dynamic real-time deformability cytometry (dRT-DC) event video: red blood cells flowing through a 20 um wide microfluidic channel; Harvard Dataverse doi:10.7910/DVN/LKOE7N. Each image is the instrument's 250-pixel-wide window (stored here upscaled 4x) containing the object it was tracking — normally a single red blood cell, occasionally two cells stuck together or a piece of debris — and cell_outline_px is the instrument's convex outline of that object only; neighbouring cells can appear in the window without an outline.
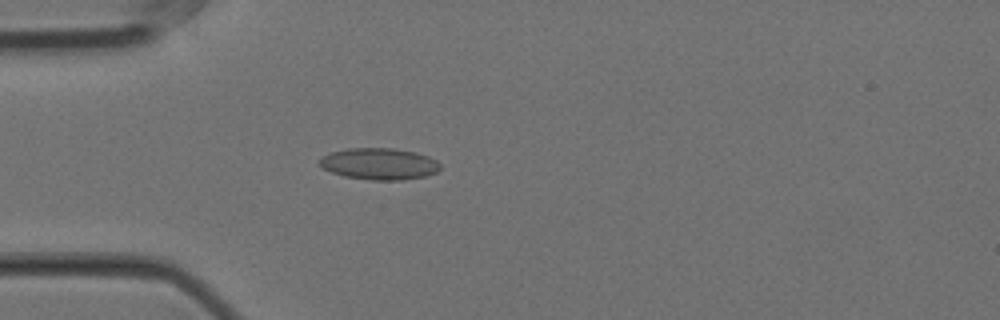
{"species": "Egyptian fruit bat (a non-hibernating species)", "species_latin": "Rousettus aegyptiacus", "temperature_condition": "cold", "stored_images_in_passage": 50, "camera_frame_rate_fps": 3000, "um_per_image_px": 0.085, "animal": {"sex": "female"}, "frame": {"image": 1, "passage_image": 15, "time_ms": 4.667, "image_size_px": [1000, 320], "cell_outline_px": [[440, 168], [436, 172], [424, 176], [404, 180], [372, 180], [344, 176], [332, 172], [324, 168], [320, 164], [320, 156], [332, 152], [348, 148], [392, 148], [416, 152], [428, 156], [436, 160], [440, 164]], "centroid_in_image_um": [32.24, 13.92], "position_along_channel_um": 52.8, "area_um2": 22.14}}
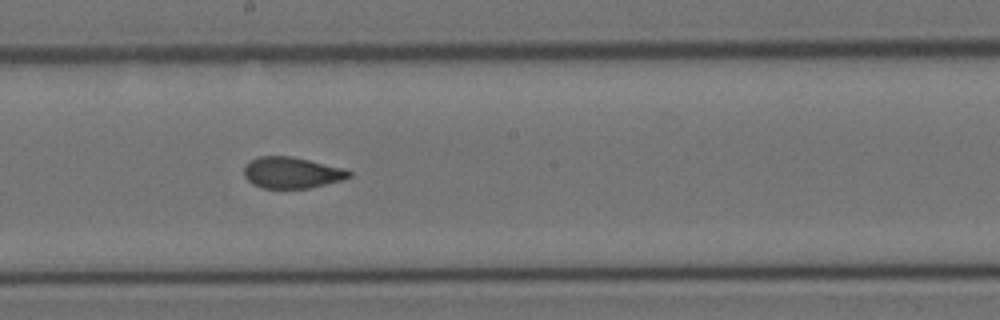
{"frame": {"image": 2, "passage_image": 30, "time_ms": 9.667, "image_size_px": [1000, 320], "cell_outline_px": [[352, 176], [344, 180], [308, 188], [260, 188], [252, 184], [244, 176], [244, 164], [248, 160], [260, 156], [292, 156], [340, 168], [352, 172]], "centroid_in_image_um": [24.75, 14.68], "position_along_channel_um": 223.5, "area_um2": 19.13}}
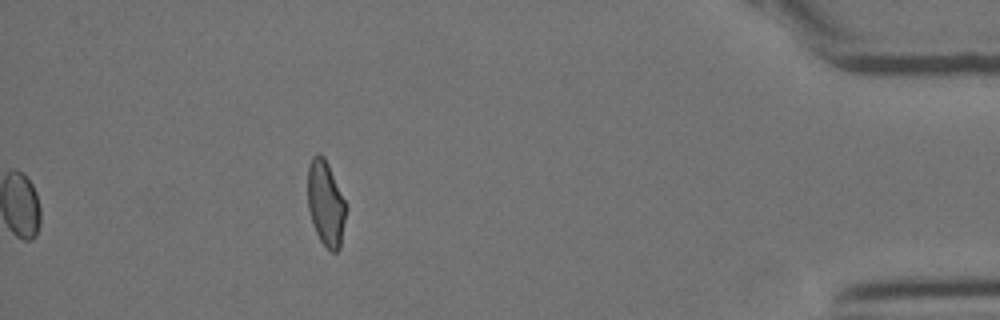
{"frame": {"image": 3, "passage_image": 50, "time_ms": 16.333, "image_size_px": [1000, 320], "cell_outline_px": [[348, 208], [340, 248], [336, 252], [332, 252], [320, 240], [312, 224], [308, 208], [308, 164], [312, 156], [316, 152], [320, 152], [324, 156], [328, 164]], "centroid_in_image_um": [27.69, 17.27], "position_along_channel_um": 407.5, "area_um2": 19.25}, "authors_computed_cell_mechanics": {"area_um2": 19.8543, "velocity_mm_per_s": 3.5521, "shape_relaxation_time_tau1_ms": 11.0019, "shape_relaxation_time_tau2_ms": 1.3503, "deformation_change_tau1": 0.193, "deformation_change_tau2": 0.0538}}